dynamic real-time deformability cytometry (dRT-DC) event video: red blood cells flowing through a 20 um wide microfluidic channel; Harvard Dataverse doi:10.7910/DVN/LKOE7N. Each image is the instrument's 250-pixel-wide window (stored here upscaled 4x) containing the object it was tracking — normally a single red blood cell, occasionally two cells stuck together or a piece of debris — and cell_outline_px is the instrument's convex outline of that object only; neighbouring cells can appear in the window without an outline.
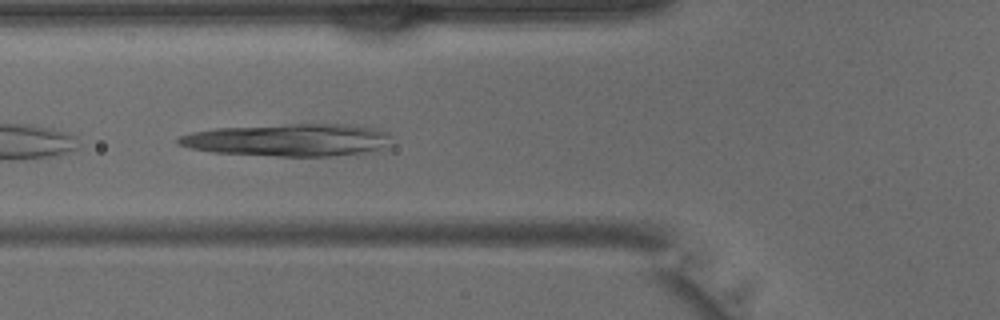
{"species": "common noctule bat (a hibernating species)", "species_latin": "Nyctalus noctula", "temperature_condition": "warm", "stored_images_in_passage": 16, "camera_frame_rate_fps": 3000, "um_per_image_px": 0.085, "animal": {"sex": "male", "body_mass_g": 15.6}, "frame": {"image": 1, "passage_image": 11, "time_ms": 3.333, "image_size_px": [1000, 320], "cell_outline_px": [[392, 144], [364, 152], [328, 156], [276, 156], [212, 152], [192, 148], [176, 144], [176, 140], [180, 136], [192, 132], [216, 128], [284, 124], [348, 124], [376, 128], [388, 132]], "centroid_in_image_um": [24.51, 11.89], "position_along_channel_um": 101.3, "area_um2": 40.23}}